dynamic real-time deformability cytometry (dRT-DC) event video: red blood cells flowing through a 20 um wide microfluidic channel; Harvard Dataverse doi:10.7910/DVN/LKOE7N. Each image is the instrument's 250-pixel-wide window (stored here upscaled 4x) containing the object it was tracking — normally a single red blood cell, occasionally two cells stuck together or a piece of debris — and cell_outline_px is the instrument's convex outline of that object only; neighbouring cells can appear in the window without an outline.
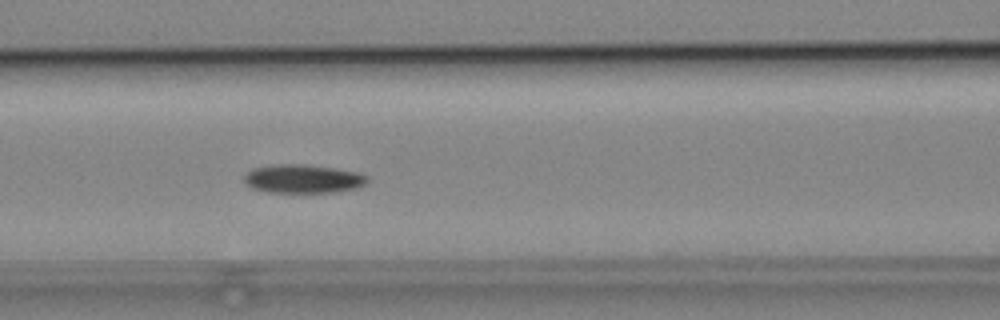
{"species": "common noctule bat (a hibernating species)", "species_latin": "Nyctalus noctula", "temperature_condition": "cold", "stored_images_in_passage": 6, "camera_frame_rate_fps": 3000, "um_per_image_px": 0.085, "animal": {"sex": "male", "body_mass_g": 19.2, "forearm_length_mm": 51.8}, "frame": {"image": 1, "passage_image": 6, "time_ms": 7.0, "image_size_px": [1000, 320], "cell_outline_px": [[368, 180], [364, 184], [356, 188], [336, 192], [268, 192], [252, 188], [244, 180], [244, 176], [252, 168], [272, 164], [304, 164], [332, 168], [356, 172], [368, 176]], "centroid_in_image_um": [25.73, 15.19], "position_along_channel_um": 140.9, "area_um2": 20.4}}